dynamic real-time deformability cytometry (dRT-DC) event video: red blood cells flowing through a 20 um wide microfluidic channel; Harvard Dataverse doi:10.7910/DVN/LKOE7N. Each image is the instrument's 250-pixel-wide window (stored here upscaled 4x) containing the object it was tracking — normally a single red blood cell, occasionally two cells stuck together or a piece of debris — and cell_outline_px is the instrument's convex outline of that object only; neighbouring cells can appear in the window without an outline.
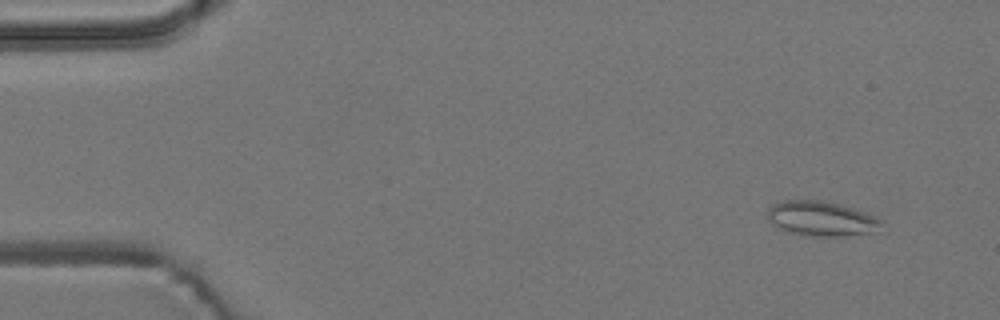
{"species": "common noctule bat (a hibernating species)", "species_latin": "Nyctalus noctula", "temperature_condition": "room temperature", "stored_images_in_passage": 5, "camera_frame_rate_fps": 3000, "um_per_image_px": 0.085, "animal": {"sex": "male", "body_mass_g": 19.2, "forearm_length_mm": 51.8}, "frame": {"image": 1, "passage_image": 1, "time_ms": 0.0, "image_size_px": [1000, 320], "cell_outline_px": [[880, 232], [840, 236], [804, 236], [788, 232], [772, 224], [768, 220], [768, 208], [772, 204], [784, 200], [820, 200], [840, 204], [876, 216], [880, 220]], "centroid_in_image_um": [69.8, 18.59], "position_along_channel_um": 15.2, "area_um2": 23.24}}
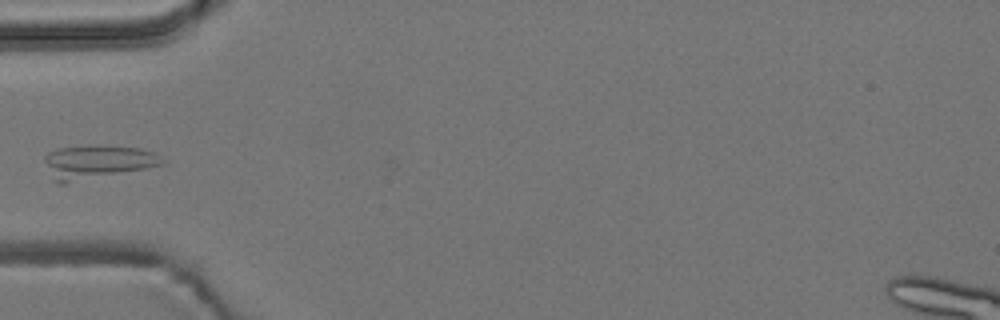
{"frame": {"image": 2, "passage_image": 5, "time_ms": 4.667, "image_size_px": [1000, 320], "cell_outline_px": [[168, 160], [164, 164], [68, 184], [60, 184], [52, 180], [44, 160], [44, 156], [48, 152], [56, 148], [88, 144], [100, 144], [140, 148], [156, 152]], "centroid_in_image_um": [8.26, 13.75], "position_along_channel_um": 76.7, "area_um2": 23.93}}